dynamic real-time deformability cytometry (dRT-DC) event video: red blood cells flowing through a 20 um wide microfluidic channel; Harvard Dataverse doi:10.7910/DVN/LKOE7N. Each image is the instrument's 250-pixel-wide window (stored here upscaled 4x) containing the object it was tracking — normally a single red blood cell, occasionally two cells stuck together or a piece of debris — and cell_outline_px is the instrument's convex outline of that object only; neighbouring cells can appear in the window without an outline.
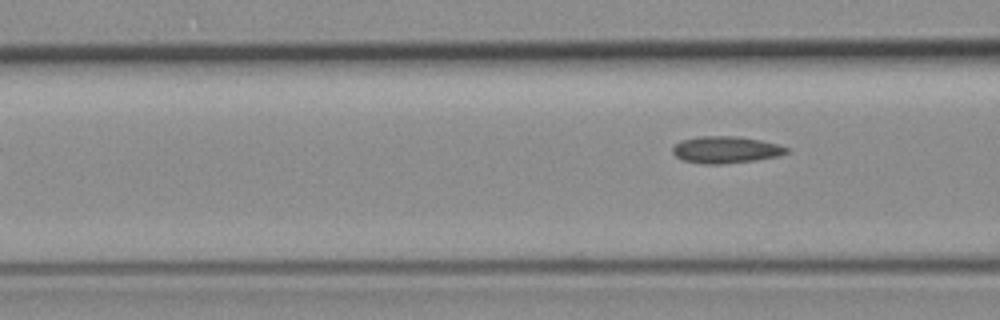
{"species": "common noctule bat (a hibernating species)", "species_latin": "Nyctalus noctula", "temperature_condition": "room temperature", "stored_images_in_passage": 6, "camera_frame_rate_fps": 3000, "um_per_image_px": 0.085, "animal": {"sex": "female", "body_mass_g": 19.3, "forearm_length_mm": 54.1}, "frame": {"image": 1, "passage_image": 6, "time_ms": 7.0, "image_size_px": [1000, 320], "cell_outline_px": [[788, 152], [780, 156], [756, 160], [720, 164], [704, 164], [684, 160], [676, 156], [672, 152], [672, 148], [680, 140], [700, 136], [736, 136], [760, 140], [776, 144], [788, 148]], "centroid_in_image_um": [61.68, 12.72], "position_along_channel_um": 104.9, "area_um2": 17.74}}